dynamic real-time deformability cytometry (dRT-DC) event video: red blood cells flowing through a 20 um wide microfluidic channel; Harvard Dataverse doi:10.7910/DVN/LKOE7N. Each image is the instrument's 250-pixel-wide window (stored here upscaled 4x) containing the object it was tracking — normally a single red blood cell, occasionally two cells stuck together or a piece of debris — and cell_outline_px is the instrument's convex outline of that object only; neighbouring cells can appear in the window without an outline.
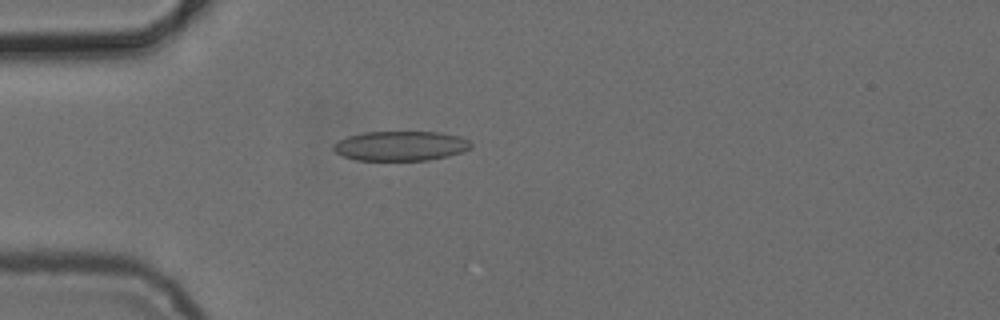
{"species": "common noctule bat (a hibernating species)", "species_latin": "Nyctalus noctula", "temperature_condition": "cold", "stored_images_in_passage": 5, "camera_frame_rate_fps": 3000, "um_per_image_px": 0.085, "animal": {"sex": "female", "body_mass_g": 24.6, "forearm_length_mm": 56.2}, "frame": {"image": 1, "passage_image": 4, "time_ms": 4.667, "image_size_px": [1000, 320], "cell_outline_px": [[472, 148], [464, 152], [448, 156], [428, 160], [356, 160], [344, 156], [336, 152], [332, 148], [332, 144], [348, 136], [364, 132], [440, 132], [460, 136], [468, 140], [472, 144]], "centroid_in_image_um": [34.09, 12.4], "position_along_channel_um": 50.9, "area_um2": 23.87}}